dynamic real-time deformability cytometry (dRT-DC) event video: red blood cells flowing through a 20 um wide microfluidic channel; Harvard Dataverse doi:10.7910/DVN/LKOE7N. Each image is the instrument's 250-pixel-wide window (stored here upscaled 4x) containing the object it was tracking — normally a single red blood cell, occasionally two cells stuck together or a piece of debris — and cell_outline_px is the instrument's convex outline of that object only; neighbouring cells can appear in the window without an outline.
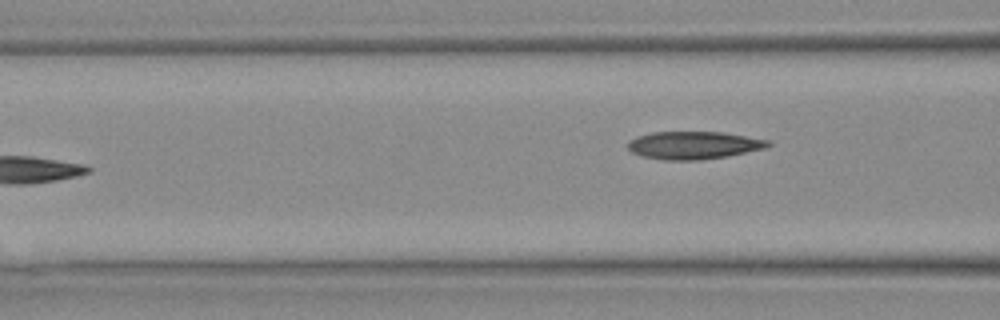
{"species": "Egyptian fruit bat (a non-hibernating species)", "species_latin": "Rousettus aegyptiacus", "temperature_condition": "warm", "stored_images_in_passage": 15, "camera_frame_rate_fps": 3000, "um_per_image_px": 0.085, "animal": {"sex": "female"}, "frame": {"image": 1, "passage_image": 15, "time_ms": 4.667, "image_size_px": [1000, 320], "cell_outline_px": [[772, 144], [768, 148], [728, 156], [700, 160], [664, 160], [640, 156], [632, 152], [628, 148], [628, 140], [636, 136], [652, 132], [724, 132], [768, 140]], "centroid_in_image_um": [58.96, 12.35], "position_along_channel_um": 107.6, "area_um2": 22.89}}